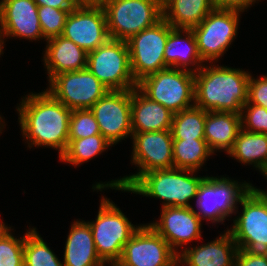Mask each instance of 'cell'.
Masks as SVG:
<instances>
[{
	"instance_id": "cell-1",
	"label": "cell",
	"mask_w": 267,
	"mask_h": 266,
	"mask_svg": "<svg viewBox=\"0 0 267 266\" xmlns=\"http://www.w3.org/2000/svg\"><path fill=\"white\" fill-rule=\"evenodd\" d=\"M16 110L22 136L28 147H51L59 158L69 143V122L72 110L56 100L47 90L26 95Z\"/></svg>"
},
{
	"instance_id": "cell-2",
	"label": "cell",
	"mask_w": 267,
	"mask_h": 266,
	"mask_svg": "<svg viewBox=\"0 0 267 266\" xmlns=\"http://www.w3.org/2000/svg\"><path fill=\"white\" fill-rule=\"evenodd\" d=\"M204 64L194 73V106L206 111L241 114L248 101L250 72Z\"/></svg>"
},
{
	"instance_id": "cell-3",
	"label": "cell",
	"mask_w": 267,
	"mask_h": 266,
	"mask_svg": "<svg viewBox=\"0 0 267 266\" xmlns=\"http://www.w3.org/2000/svg\"><path fill=\"white\" fill-rule=\"evenodd\" d=\"M131 139L133 140L131 163L139 167L138 172L107 183L98 182L92 189L102 191L111 188L127 191L144 173L174 167L173 138L170 130L133 132Z\"/></svg>"
},
{
	"instance_id": "cell-4",
	"label": "cell",
	"mask_w": 267,
	"mask_h": 266,
	"mask_svg": "<svg viewBox=\"0 0 267 266\" xmlns=\"http://www.w3.org/2000/svg\"><path fill=\"white\" fill-rule=\"evenodd\" d=\"M197 171L170 168L144 173L127 191L163 200L162 207H193L202 180ZM194 175V176H193Z\"/></svg>"
},
{
	"instance_id": "cell-5",
	"label": "cell",
	"mask_w": 267,
	"mask_h": 266,
	"mask_svg": "<svg viewBox=\"0 0 267 266\" xmlns=\"http://www.w3.org/2000/svg\"><path fill=\"white\" fill-rule=\"evenodd\" d=\"M253 187L246 181L242 183L226 176H206L196 194L198 211L194 209V212L201 221L223 224L231 214H238V205Z\"/></svg>"
},
{
	"instance_id": "cell-6",
	"label": "cell",
	"mask_w": 267,
	"mask_h": 266,
	"mask_svg": "<svg viewBox=\"0 0 267 266\" xmlns=\"http://www.w3.org/2000/svg\"><path fill=\"white\" fill-rule=\"evenodd\" d=\"M100 201L97 218L87 222L97 254L105 263L121 258L124 245L141 225H133L110 199L103 196Z\"/></svg>"
},
{
	"instance_id": "cell-7",
	"label": "cell",
	"mask_w": 267,
	"mask_h": 266,
	"mask_svg": "<svg viewBox=\"0 0 267 266\" xmlns=\"http://www.w3.org/2000/svg\"><path fill=\"white\" fill-rule=\"evenodd\" d=\"M110 39L127 41L163 18L158 0H103Z\"/></svg>"
},
{
	"instance_id": "cell-8",
	"label": "cell",
	"mask_w": 267,
	"mask_h": 266,
	"mask_svg": "<svg viewBox=\"0 0 267 266\" xmlns=\"http://www.w3.org/2000/svg\"><path fill=\"white\" fill-rule=\"evenodd\" d=\"M137 88L173 114L194 106V73L187 70L169 67L143 78Z\"/></svg>"
},
{
	"instance_id": "cell-9",
	"label": "cell",
	"mask_w": 267,
	"mask_h": 266,
	"mask_svg": "<svg viewBox=\"0 0 267 266\" xmlns=\"http://www.w3.org/2000/svg\"><path fill=\"white\" fill-rule=\"evenodd\" d=\"M109 90L137 87L126 41L109 39L87 54L86 67Z\"/></svg>"
},
{
	"instance_id": "cell-10",
	"label": "cell",
	"mask_w": 267,
	"mask_h": 266,
	"mask_svg": "<svg viewBox=\"0 0 267 266\" xmlns=\"http://www.w3.org/2000/svg\"><path fill=\"white\" fill-rule=\"evenodd\" d=\"M240 204L242 213L227 230L238 249L267 252V191L253 187Z\"/></svg>"
},
{
	"instance_id": "cell-11",
	"label": "cell",
	"mask_w": 267,
	"mask_h": 266,
	"mask_svg": "<svg viewBox=\"0 0 267 266\" xmlns=\"http://www.w3.org/2000/svg\"><path fill=\"white\" fill-rule=\"evenodd\" d=\"M173 27L162 18L151 27L131 36L127 41L133 78H143L167 69L164 60L165 45Z\"/></svg>"
},
{
	"instance_id": "cell-12",
	"label": "cell",
	"mask_w": 267,
	"mask_h": 266,
	"mask_svg": "<svg viewBox=\"0 0 267 266\" xmlns=\"http://www.w3.org/2000/svg\"><path fill=\"white\" fill-rule=\"evenodd\" d=\"M240 13V14H239ZM241 12L214 8L192 28L203 62H218L237 37Z\"/></svg>"
},
{
	"instance_id": "cell-13",
	"label": "cell",
	"mask_w": 267,
	"mask_h": 266,
	"mask_svg": "<svg viewBox=\"0 0 267 266\" xmlns=\"http://www.w3.org/2000/svg\"><path fill=\"white\" fill-rule=\"evenodd\" d=\"M46 90L71 110L90 109L109 91L87 68L56 75Z\"/></svg>"
},
{
	"instance_id": "cell-14",
	"label": "cell",
	"mask_w": 267,
	"mask_h": 266,
	"mask_svg": "<svg viewBox=\"0 0 267 266\" xmlns=\"http://www.w3.org/2000/svg\"><path fill=\"white\" fill-rule=\"evenodd\" d=\"M86 52L109 39L105 11L100 3H80L67 15L62 35Z\"/></svg>"
},
{
	"instance_id": "cell-15",
	"label": "cell",
	"mask_w": 267,
	"mask_h": 266,
	"mask_svg": "<svg viewBox=\"0 0 267 266\" xmlns=\"http://www.w3.org/2000/svg\"><path fill=\"white\" fill-rule=\"evenodd\" d=\"M101 135L112 145L132 137L131 89L109 90L91 108Z\"/></svg>"
},
{
	"instance_id": "cell-16",
	"label": "cell",
	"mask_w": 267,
	"mask_h": 266,
	"mask_svg": "<svg viewBox=\"0 0 267 266\" xmlns=\"http://www.w3.org/2000/svg\"><path fill=\"white\" fill-rule=\"evenodd\" d=\"M178 255L167 241L148 224L139 229L124 245L119 261L126 266H178Z\"/></svg>"
},
{
	"instance_id": "cell-17",
	"label": "cell",
	"mask_w": 267,
	"mask_h": 266,
	"mask_svg": "<svg viewBox=\"0 0 267 266\" xmlns=\"http://www.w3.org/2000/svg\"><path fill=\"white\" fill-rule=\"evenodd\" d=\"M201 222L194 212V207H163L159 222L156 220L148 225L161 235L178 255L180 247L183 250L184 245H189L193 240H201Z\"/></svg>"
},
{
	"instance_id": "cell-18",
	"label": "cell",
	"mask_w": 267,
	"mask_h": 266,
	"mask_svg": "<svg viewBox=\"0 0 267 266\" xmlns=\"http://www.w3.org/2000/svg\"><path fill=\"white\" fill-rule=\"evenodd\" d=\"M0 18L6 38L45 39L34 0H1Z\"/></svg>"
},
{
	"instance_id": "cell-19",
	"label": "cell",
	"mask_w": 267,
	"mask_h": 266,
	"mask_svg": "<svg viewBox=\"0 0 267 266\" xmlns=\"http://www.w3.org/2000/svg\"><path fill=\"white\" fill-rule=\"evenodd\" d=\"M179 251L178 266H234L238 247L226 230L224 234L207 244Z\"/></svg>"
},
{
	"instance_id": "cell-20",
	"label": "cell",
	"mask_w": 267,
	"mask_h": 266,
	"mask_svg": "<svg viewBox=\"0 0 267 266\" xmlns=\"http://www.w3.org/2000/svg\"><path fill=\"white\" fill-rule=\"evenodd\" d=\"M46 42L43 62L48 72L49 82L56 75L86 69L88 52L73 41L63 36H57L46 40Z\"/></svg>"
},
{
	"instance_id": "cell-21",
	"label": "cell",
	"mask_w": 267,
	"mask_h": 266,
	"mask_svg": "<svg viewBox=\"0 0 267 266\" xmlns=\"http://www.w3.org/2000/svg\"><path fill=\"white\" fill-rule=\"evenodd\" d=\"M173 113L150 100L137 87L131 89V121L133 132L170 130Z\"/></svg>"
},
{
	"instance_id": "cell-22",
	"label": "cell",
	"mask_w": 267,
	"mask_h": 266,
	"mask_svg": "<svg viewBox=\"0 0 267 266\" xmlns=\"http://www.w3.org/2000/svg\"><path fill=\"white\" fill-rule=\"evenodd\" d=\"M181 47L183 48L181 49ZM164 60L168 68L187 70L193 73H196L204 65L198 53L197 41L192 29L173 28L170 31L165 45Z\"/></svg>"
},
{
	"instance_id": "cell-23",
	"label": "cell",
	"mask_w": 267,
	"mask_h": 266,
	"mask_svg": "<svg viewBox=\"0 0 267 266\" xmlns=\"http://www.w3.org/2000/svg\"><path fill=\"white\" fill-rule=\"evenodd\" d=\"M63 266H103L90 226L85 220L72 223L64 248Z\"/></svg>"
},
{
	"instance_id": "cell-24",
	"label": "cell",
	"mask_w": 267,
	"mask_h": 266,
	"mask_svg": "<svg viewBox=\"0 0 267 266\" xmlns=\"http://www.w3.org/2000/svg\"><path fill=\"white\" fill-rule=\"evenodd\" d=\"M241 129L240 114L207 111L204 135L205 141L213 153L217 150L228 153L233 148L235 139Z\"/></svg>"
},
{
	"instance_id": "cell-25",
	"label": "cell",
	"mask_w": 267,
	"mask_h": 266,
	"mask_svg": "<svg viewBox=\"0 0 267 266\" xmlns=\"http://www.w3.org/2000/svg\"><path fill=\"white\" fill-rule=\"evenodd\" d=\"M214 9L211 0H166L163 18L173 27L192 29Z\"/></svg>"
},
{
	"instance_id": "cell-26",
	"label": "cell",
	"mask_w": 267,
	"mask_h": 266,
	"mask_svg": "<svg viewBox=\"0 0 267 266\" xmlns=\"http://www.w3.org/2000/svg\"><path fill=\"white\" fill-rule=\"evenodd\" d=\"M227 155L242 164L253 165L263 176L267 177V134L241 129L233 148Z\"/></svg>"
},
{
	"instance_id": "cell-27",
	"label": "cell",
	"mask_w": 267,
	"mask_h": 266,
	"mask_svg": "<svg viewBox=\"0 0 267 266\" xmlns=\"http://www.w3.org/2000/svg\"><path fill=\"white\" fill-rule=\"evenodd\" d=\"M174 168L197 171L214 154L205 139L173 140Z\"/></svg>"
},
{
	"instance_id": "cell-28",
	"label": "cell",
	"mask_w": 267,
	"mask_h": 266,
	"mask_svg": "<svg viewBox=\"0 0 267 266\" xmlns=\"http://www.w3.org/2000/svg\"><path fill=\"white\" fill-rule=\"evenodd\" d=\"M206 114V110L196 106L173 114L170 129L173 140L205 139Z\"/></svg>"
},
{
	"instance_id": "cell-29",
	"label": "cell",
	"mask_w": 267,
	"mask_h": 266,
	"mask_svg": "<svg viewBox=\"0 0 267 266\" xmlns=\"http://www.w3.org/2000/svg\"><path fill=\"white\" fill-rule=\"evenodd\" d=\"M110 146L112 147V144L102 135L69 139L67 149L60 156V160L77 167L103 153Z\"/></svg>"
},
{
	"instance_id": "cell-30",
	"label": "cell",
	"mask_w": 267,
	"mask_h": 266,
	"mask_svg": "<svg viewBox=\"0 0 267 266\" xmlns=\"http://www.w3.org/2000/svg\"><path fill=\"white\" fill-rule=\"evenodd\" d=\"M23 263L24 266H63L36 228H29L25 233Z\"/></svg>"
},
{
	"instance_id": "cell-31",
	"label": "cell",
	"mask_w": 267,
	"mask_h": 266,
	"mask_svg": "<svg viewBox=\"0 0 267 266\" xmlns=\"http://www.w3.org/2000/svg\"><path fill=\"white\" fill-rule=\"evenodd\" d=\"M70 11L50 6H38V17L45 41L62 35Z\"/></svg>"
},
{
	"instance_id": "cell-32",
	"label": "cell",
	"mask_w": 267,
	"mask_h": 266,
	"mask_svg": "<svg viewBox=\"0 0 267 266\" xmlns=\"http://www.w3.org/2000/svg\"><path fill=\"white\" fill-rule=\"evenodd\" d=\"M93 135H101V132L91 110H72L69 122V139H81Z\"/></svg>"
},
{
	"instance_id": "cell-33",
	"label": "cell",
	"mask_w": 267,
	"mask_h": 266,
	"mask_svg": "<svg viewBox=\"0 0 267 266\" xmlns=\"http://www.w3.org/2000/svg\"><path fill=\"white\" fill-rule=\"evenodd\" d=\"M25 235L16 238L12 233L0 241V266H24Z\"/></svg>"
},
{
	"instance_id": "cell-34",
	"label": "cell",
	"mask_w": 267,
	"mask_h": 266,
	"mask_svg": "<svg viewBox=\"0 0 267 266\" xmlns=\"http://www.w3.org/2000/svg\"><path fill=\"white\" fill-rule=\"evenodd\" d=\"M240 115L243 130L267 134V109L254 104H245Z\"/></svg>"
},
{
	"instance_id": "cell-35",
	"label": "cell",
	"mask_w": 267,
	"mask_h": 266,
	"mask_svg": "<svg viewBox=\"0 0 267 266\" xmlns=\"http://www.w3.org/2000/svg\"><path fill=\"white\" fill-rule=\"evenodd\" d=\"M246 104H254L267 109V74L259 77V79L250 74Z\"/></svg>"
},
{
	"instance_id": "cell-36",
	"label": "cell",
	"mask_w": 267,
	"mask_h": 266,
	"mask_svg": "<svg viewBox=\"0 0 267 266\" xmlns=\"http://www.w3.org/2000/svg\"><path fill=\"white\" fill-rule=\"evenodd\" d=\"M234 266H267V252L238 249Z\"/></svg>"
},
{
	"instance_id": "cell-37",
	"label": "cell",
	"mask_w": 267,
	"mask_h": 266,
	"mask_svg": "<svg viewBox=\"0 0 267 266\" xmlns=\"http://www.w3.org/2000/svg\"><path fill=\"white\" fill-rule=\"evenodd\" d=\"M214 8L221 10H234L238 12H245L248 7L259 0H211Z\"/></svg>"
},
{
	"instance_id": "cell-38",
	"label": "cell",
	"mask_w": 267,
	"mask_h": 266,
	"mask_svg": "<svg viewBox=\"0 0 267 266\" xmlns=\"http://www.w3.org/2000/svg\"><path fill=\"white\" fill-rule=\"evenodd\" d=\"M37 6H50L62 10H73L80 0H34Z\"/></svg>"
},
{
	"instance_id": "cell-39",
	"label": "cell",
	"mask_w": 267,
	"mask_h": 266,
	"mask_svg": "<svg viewBox=\"0 0 267 266\" xmlns=\"http://www.w3.org/2000/svg\"><path fill=\"white\" fill-rule=\"evenodd\" d=\"M11 231V227H8L6 223L3 222V220H0V241L10 235Z\"/></svg>"
},
{
	"instance_id": "cell-40",
	"label": "cell",
	"mask_w": 267,
	"mask_h": 266,
	"mask_svg": "<svg viewBox=\"0 0 267 266\" xmlns=\"http://www.w3.org/2000/svg\"><path fill=\"white\" fill-rule=\"evenodd\" d=\"M4 38H5V32L1 24V18H0V55L3 54Z\"/></svg>"
},
{
	"instance_id": "cell-41",
	"label": "cell",
	"mask_w": 267,
	"mask_h": 266,
	"mask_svg": "<svg viewBox=\"0 0 267 266\" xmlns=\"http://www.w3.org/2000/svg\"><path fill=\"white\" fill-rule=\"evenodd\" d=\"M107 263H108L110 266H126L125 264H123V263H122L121 261H119V260L105 262L103 266H105Z\"/></svg>"
},
{
	"instance_id": "cell-42",
	"label": "cell",
	"mask_w": 267,
	"mask_h": 266,
	"mask_svg": "<svg viewBox=\"0 0 267 266\" xmlns=\"http://www.w3.org/2000/svg\"><path fill=\"white\" fill-rule=\"evenodd\" d=\"M103 0H80L81 3H101Z\"/></svg>"
},
{
	"instance_id": "cell-43",
	"label": "cell",
	"mask_w": 267,
	"mask_h": 266,
	"mask_svg": "<svg viewBox=\"0 0 267 266\" xmlns=\"http://www.w3.org/2000/svg\"><path fill=\"white\" fill-rule=\"evenodd\" d=\"M3 122V123H2ZM5 122L3 121L1 115H0V133H2V129H4L5 125H3Z\"/></svg>"
}]
</instances>
